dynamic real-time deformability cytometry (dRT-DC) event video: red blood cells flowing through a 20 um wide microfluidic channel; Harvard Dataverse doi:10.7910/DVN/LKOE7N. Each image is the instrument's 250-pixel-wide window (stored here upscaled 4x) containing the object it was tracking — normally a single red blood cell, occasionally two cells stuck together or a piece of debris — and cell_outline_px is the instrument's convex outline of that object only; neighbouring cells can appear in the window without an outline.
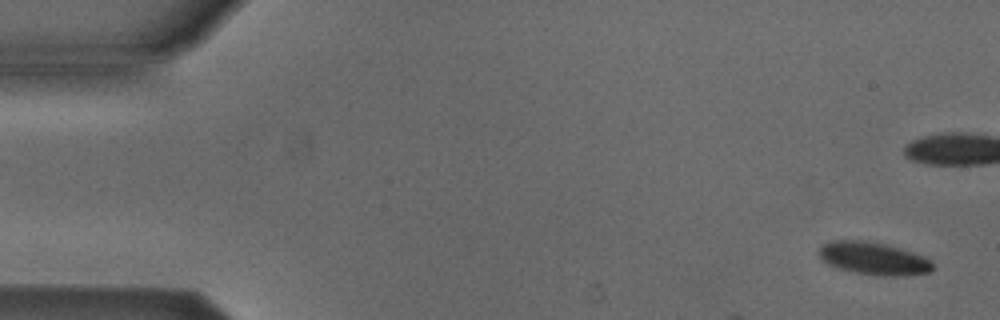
{"species": "Egyptian fruit bat (a non-hibernating species)", "species_latin": "Rousettus aegyptiacus", "temperature_condition": "cold", "stored_images_in_passage": 8, "camera_frame_rate_fps": 3000, "um_per_image_px": 0.085, "animal": {"sex": "male"}, "frame": {"image": 1, "passage_image": 3, "time_ms": 0.667, "image_size_px": [1000, 320], "cell_outline_px": [[932, 272], [904, 276], [876, 276], [856, 272], [840, 268], [828, 264], [820, 260], [816, 252], [824, 244], [832, 240], [860, 240], [884, 244], [912, 252], [924, 256], [932, 264]], "centroid_in_image_um": [74.22, 21.98], "position_along_channel_um": 10.8, "area_um2": 21.62}}